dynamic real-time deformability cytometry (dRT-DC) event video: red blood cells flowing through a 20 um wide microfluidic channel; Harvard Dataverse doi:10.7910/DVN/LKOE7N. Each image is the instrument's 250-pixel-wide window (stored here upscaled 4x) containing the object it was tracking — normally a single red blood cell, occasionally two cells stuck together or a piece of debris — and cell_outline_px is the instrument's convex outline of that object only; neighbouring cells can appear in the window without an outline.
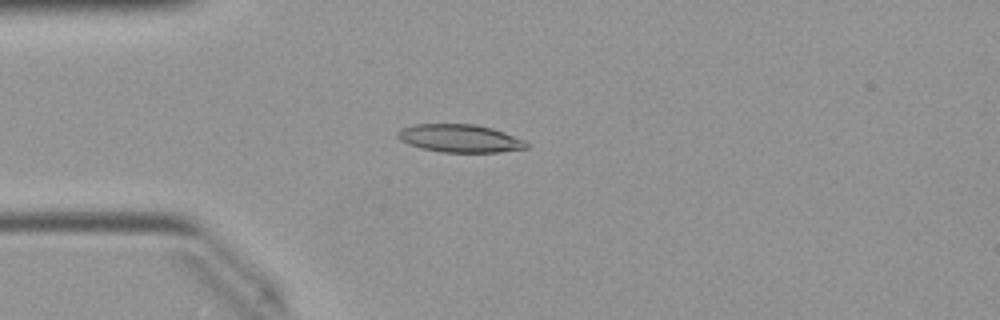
{"species": "Egyptian fruit bat (a non-hibernating species)", "species_latin": "Rousettus aegyptiacus", "temperature_condition": "warm", "stored_images_in_passage": 50, "camera_frame_rate_fps": 3000, "um_per_image_px": 0.085, "animal": {"sex": "female"}, "frame": {"image": 1, "passage_image": 13, "time_ms": 4.0, "image_size_px": [1000, 320], "cell_outline_px": [[528, 148], [500, 152], [440, 152], [420, 148], [408, 144], [400, 140], [396, 136], [396, 132], [400, 128], [416, 124], [476, 124], [492, 128], [504, 132], [524, 140], [528, 144]], "centroid_in_image_um": [39.05, 11.76], "position_along_channel_um": 45.9, "area_um2": 21.1}}
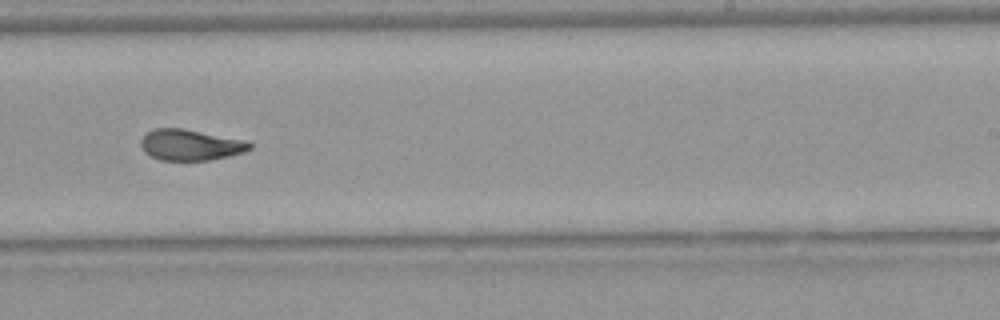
{"frame": {"image": 2, "passage_image": 31, "time_ms": 10.0, "image_size_px": [1000, 320], "cell_outline_px": [[252, 148], [244, 152], [228, 156], [208, 160], [160, 160], [144, 152], [140, 144], [140, 140], [148, 132], [156, 128], [184, 128], [248, 140], [252, 144]], "centroid_in_image_um": [16.22, 12.3], "position_along_channel_um": 272.8, "area_um2": 19.77}}
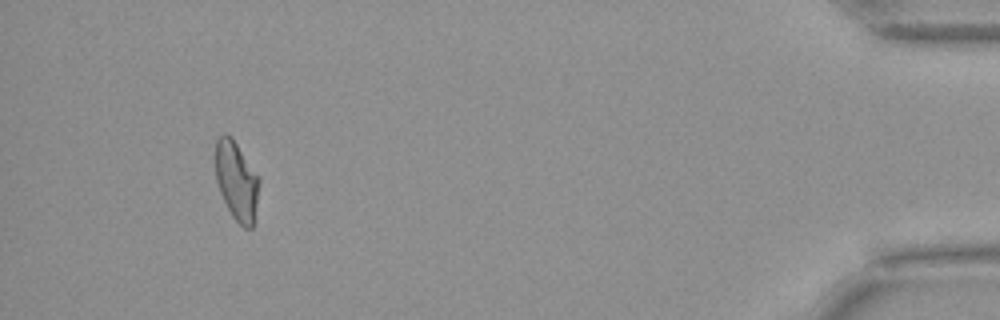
{"frame": {"image": 3, "passage_image": 47, "time_ms": 15.333, "image_size_px": [1000, 320], "cell_outline_px": [[260, 180], [256, 224], [252, 228], [244, 228], [232, 216], [220, 192], [216, 180], [216, 140], [224, 132], [232, 136]], "centroid_in_image_um": [20.14, 15.42], "position_along_channel_um": 415.1, "area_um2": 20.29}, "authors_computed_cell_mechanics": {"area_um2": 20.23, "velocity_mm_per_s": 4.0429, "shape_relaxation_time_tau1_ms": null, "shape_relaxation_time_tau2_ms": 2.2289, "deformation_change_tau1": null, "deformation_change_tau2": 0.0933}}